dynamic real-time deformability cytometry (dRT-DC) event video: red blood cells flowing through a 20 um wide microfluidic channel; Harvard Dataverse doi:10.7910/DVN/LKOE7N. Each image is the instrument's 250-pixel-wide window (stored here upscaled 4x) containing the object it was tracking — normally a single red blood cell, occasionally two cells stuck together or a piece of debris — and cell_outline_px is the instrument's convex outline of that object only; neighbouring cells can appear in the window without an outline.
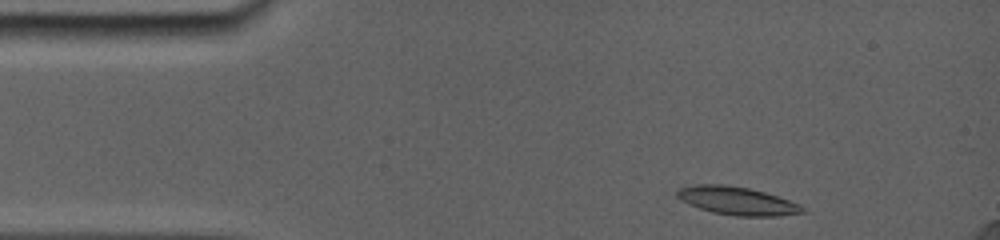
{"species": "common noctule bat (a hibernating species)", "species_latin": "Nyctalus noctula", "temperature_condition": "room temperature", "stored_images_in_passage": 30, "camera_frame_rate_fps": 5000, "um_per_image_px": 0.085, "animal": {"sex": "female", "body_mass_g": 19.0, "forearm_length_mm": 56.7}, "frame": {"image": 1, "passage_image": 1, "time_ms": 0.0, "image_size_px": [1000, 240], "cell_outline_px": [[808, 212], [780, 216], [736, 216], [712, 212], [688, 204], [680, 200], [676, 196], [676, 192], [680, 188], [692, 184], [720, 184], [748, 188], [764, 192], [800, 204]], "centroid_in_image_um": [62.64, 17.08], "position_along_channel_um": 22.4, "area_um2": 20.58}}
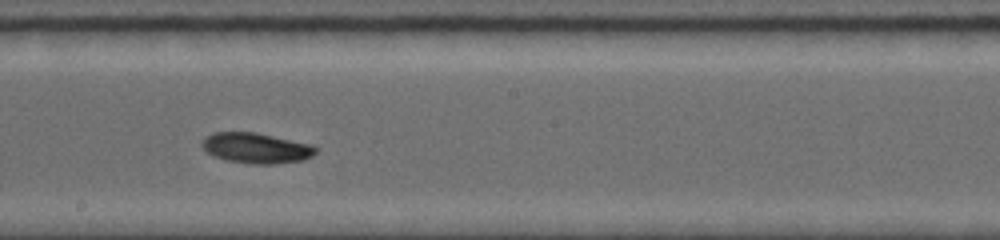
{"frame": {"image": 2, "passage_image": 17, "time_ms": 7.0, "image_size_px": [1000, 240], "cell_outline_px": [[316, 152], [312, 156], [304, 160], [276, 164], [252, 164], [224, 160], [212, 156], [200, 144], [208, 136], [216, 132], [256, 132], [312, 144], [316, 148]], "centroid_in_image_um": [21.8, 12.59], "position_along_channel_um": 226.4, "area_um2": 20.23}}
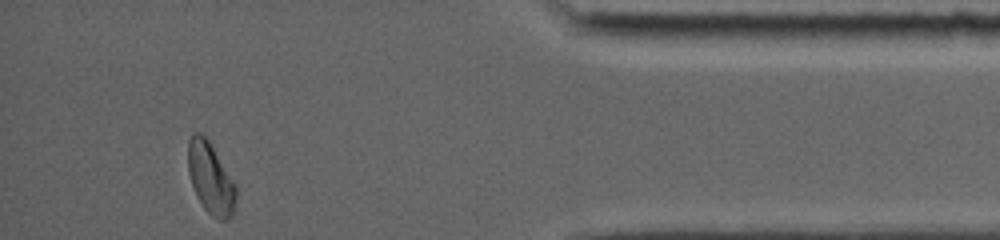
{"frame": {"image": 3, "passage_image": 30, "time_ms": 12.8, "image_size_px": [1000, 240], "cell_outline_px": [[236, 196], [232, 216], [228, 220], [220, 220], [212, 216], [204, 208], [192, 184], [188, 172], [188, 140], [192, 132], [200, 132], [212, 144], [236, 184]], "centroid_in_image_um": [17.91, 15.12], "position_along_channel_um": 417.3, "area_um2": 20.0}, "authors_computed_cell_mechanics": {"area_um2": 19.6231, "velocity_mm_per_s": 3.8275, "shape_relaxation_time_tau1_ms": 3.7645, "shape_relaxation_time_tau2_ms": null, "deformation_change_tau1": 0.1411, "deformation_change_tau2": null}}